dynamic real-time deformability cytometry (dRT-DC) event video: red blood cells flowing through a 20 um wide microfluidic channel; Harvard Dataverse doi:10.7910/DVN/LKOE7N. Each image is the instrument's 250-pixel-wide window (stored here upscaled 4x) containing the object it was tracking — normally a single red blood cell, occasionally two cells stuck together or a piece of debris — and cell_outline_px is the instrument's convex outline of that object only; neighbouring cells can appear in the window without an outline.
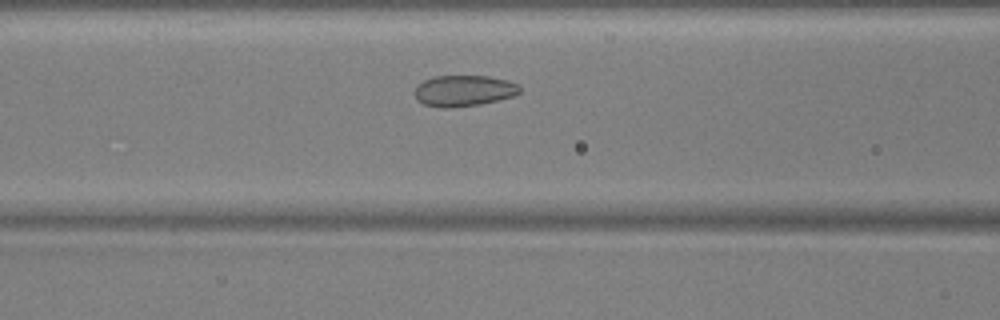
{"species": "common noctule bat (a hibernating species)", "species_latin": "Nyctalus noctula", "temperature_condition": "warm", "stored_images_in_passage": 39, "camera_frame_rate_fps": 3000, "um_per_image_px": 0.085, "animal": {"sex": "male", "body_mass_g": 17.9, "forearm_length_mm": 54.2}, "frame": {"image": 1, "passage_image": 8, "time_ms": 2.333, "image_size_px": [1000, 320], "cell_outline_px": [[520, 92], [512, 96], [480, 104], [448, 108], [440, 108], [424, 104], [416, 100], [416, 88], [424, 80], [436, 76], [488, 76], [508, 80], [520, 84]], "centroid_in_image_um": [39.44, 7.71], "position_along_channel_um": 127.2, "area_um2": 18.9}}
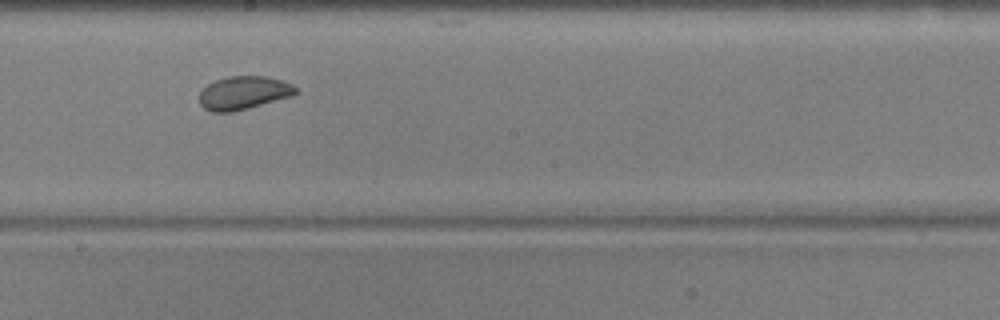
{"frame": {"image": 2, "passage_image": 16, "time_ms": 5.0, "image_size_px": [1000, 320], "cell_outline_px": [[300, 92], [292, 96], [248, 108], [232, 112], [208, 112], [200, 104], [200, 92], [208, 84], [216, 80], [228, 76], [268, 76], [292, 84]], "centroid_in_image_um": [20.71, 7.89], "position_along_channel_um": 227.5, "area_um2": 18.73}}
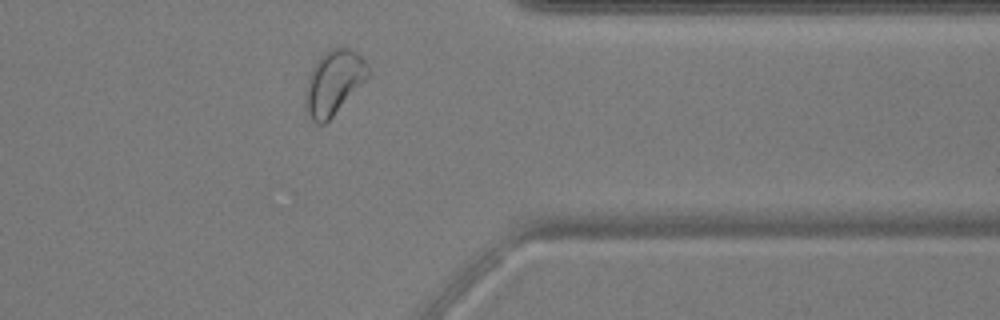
{"frame": {"image": 3, "passage_image": 29, "time_ms": 9.333, "image_size_px": [1000, 320], "cell_outline_px": [[372, 72], [332, 116], [324, 124], [316, 124], [308, 116], [304, 104], [304, 96], [308, 76], [316, 60], [324, 52], [332, 48], [348, 48], [356, 52], [368, 64]], "centroid_in_image_um": [28.34, 7.0], "position_along_channel_um": 383.1, "area_um2": 23.41}, "authors_computed_cell_mechanics": {"area_um2": 18.9006, "velocity_mm_per_s": 3.7739, "shape_relaxation_time_tau1_ms": null, "shape_relaxation_time_tau2_ms": 2.4881, "deformation_change_tau1": null, "deformation_change_tau2": 0.066}}